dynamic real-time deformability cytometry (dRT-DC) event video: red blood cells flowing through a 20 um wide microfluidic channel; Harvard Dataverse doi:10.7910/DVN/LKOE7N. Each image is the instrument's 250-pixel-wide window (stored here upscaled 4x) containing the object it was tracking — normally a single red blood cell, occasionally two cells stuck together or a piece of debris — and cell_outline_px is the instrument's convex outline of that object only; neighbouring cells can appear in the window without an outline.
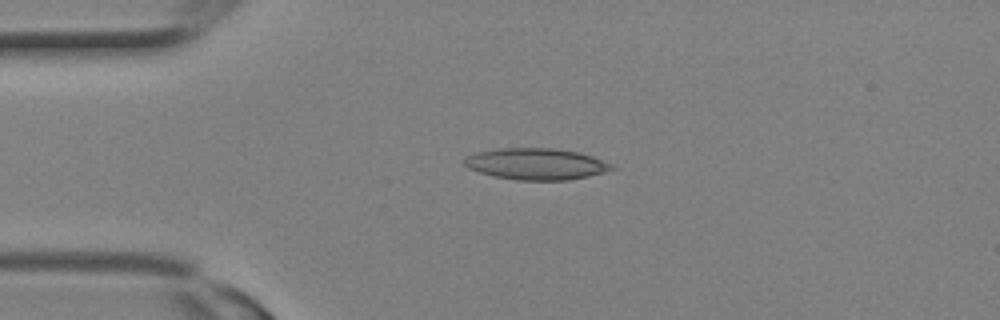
{"species": "Egyptian fruit bat (a non-hibernating species)", "species_latin": "Rousettus aegyptiacus", "temperature_condition": "room temperature", "stored_images_in_passage": 2, "camera_frame_rate_fps": 3000, "um_per_image_px": 0.085, "animal": {"sex": "female"}, "frame": {"image": 1, "passage_image": 2, "time_ms": 0.333, "image_size_px": [1000, 320], "cell_outline_px": [[616, 168], [604, 172], [588, 176], [568, 180], [516, 180], [496, 176], [480, 172], [468, 168], [464, 164], [464, 160], [468, 156], [476, 152], [496, 148], [556, 148], [576, 152], [592, 156], [612, 164]], "centroid_in_image_um": [45.57, 13.93], "position_along_channel_um": 39.4, "area_um2": 26.88}}